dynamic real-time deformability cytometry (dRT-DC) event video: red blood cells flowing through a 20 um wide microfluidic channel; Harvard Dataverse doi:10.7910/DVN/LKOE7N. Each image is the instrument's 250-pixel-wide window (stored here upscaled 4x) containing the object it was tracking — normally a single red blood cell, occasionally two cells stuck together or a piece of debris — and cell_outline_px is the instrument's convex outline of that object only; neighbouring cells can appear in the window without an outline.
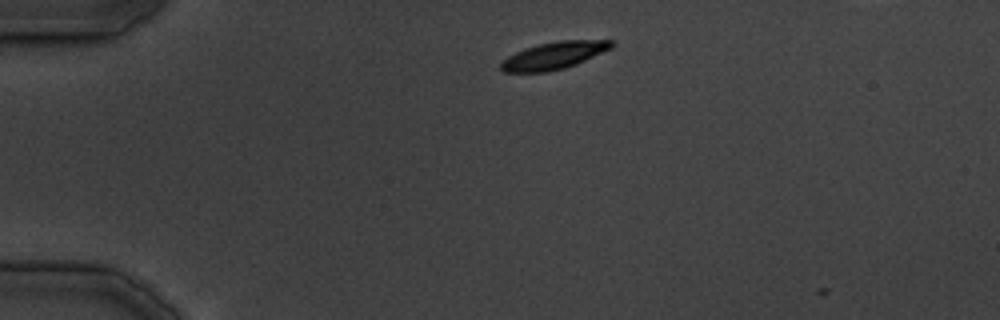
{"species": "common noctule bat (a hibernating species)", "species_latin": "Nyctalus noctula", "temperature_condition": "cold", "stored_images_in_passage": 2, "camera_frame_rate_fps": 3000, "um_per_image_px": 0.085, "animal": {"sex": "male", "body_mass_g": 19.5, "forearm_length_mm": 54.6}, "frame": {"image": 1, "passage_image": 1, "time_ms": 0.0, "image_size_px": [1000, 320], "cell_outline_px": [[616, 44], [612, 48], [576, 64], [564, 68], [548, 72], [504, 72], [500, 68], [500, 64], [508, 56], [524, 48], [540, 44], [560, 40], [612, 40]], "centroid_in_image_um": [47.1, 4.71], "position_along_channel_um": 37.9, "area_um2": 17.51}}